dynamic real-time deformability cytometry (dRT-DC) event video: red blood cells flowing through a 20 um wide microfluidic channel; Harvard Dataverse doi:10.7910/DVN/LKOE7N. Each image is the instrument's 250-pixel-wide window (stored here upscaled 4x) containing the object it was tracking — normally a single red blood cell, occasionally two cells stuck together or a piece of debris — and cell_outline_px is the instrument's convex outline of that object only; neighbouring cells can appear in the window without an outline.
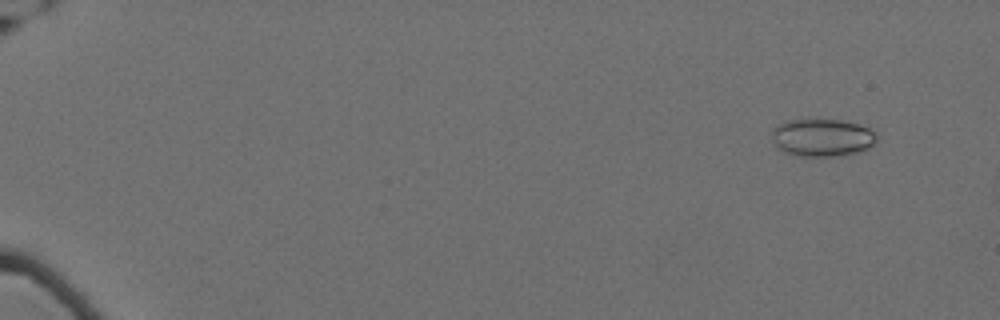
{"species": "Egyptian fruit bat (a non-hibernating species)", "species_latin": "Rousettus aegyptiacus", "temperature_condition": "cold", "stored_images_in_passage": 57, "camera_frame_rate_fps": 3000, "um_per_image_px": 0.085, "animal": {"sex": "female"}, "frame": {"image": 1, "passage_image": 2, "time_ms": 0.333, "image_size_px": [1000, 320], "cell_outline_px": [[880, 136], [868, 148], [856, 152], [836, 156], [800, 156], [784, 152], [776, 148], [772, 140], [772, 132], [780, 124], [788, 120], [840, 120], [860, 124], [876, 132]], "centroid_in_image_um": [69.9, 11.7], "position_along_channel_um": 15.1, "area_um2": 22.95}}
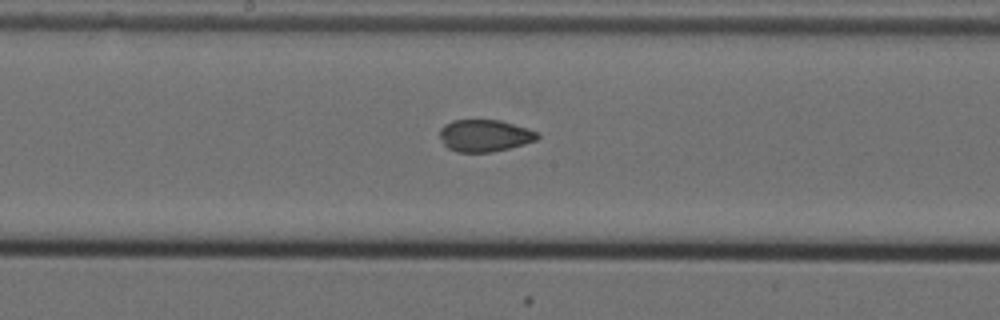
{"frame": {"image": 2, "passage_image": 32, "time_ms": 10.333, "image_size_px": [1000, 320], "cell_outline_px": [[540, 136], [536, 140], [524, 144], [492, 152], [456, 152], [448, 148], [440, 140], [440, 128], [444, 124], [452, 120], [500, 120], [536, 132]], "centroid_in_image_um": [41.14, 11.53], "position_along_channel_um": 207.1, "area_um2": 18.09}}
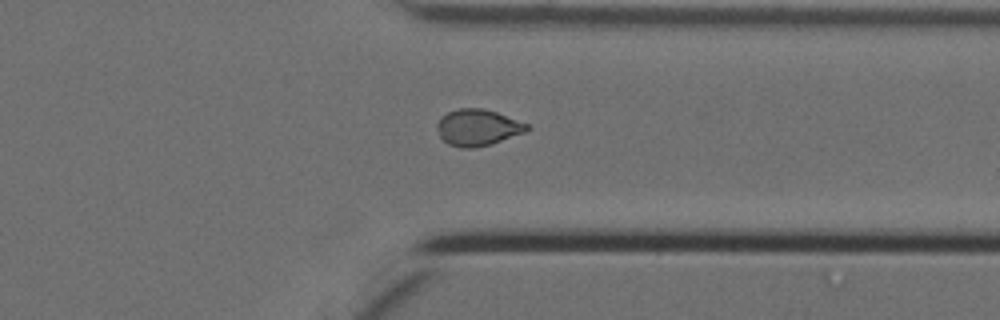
{"frame": {"image": 3, "passage_image": 46, "time_ms": 15.0, "image_size_px": [1000, 320], "cell_outline_px": [[532, 128], [524, 132], [492, 144], [472, 148], [460, 148], [448, 144], [440, 136], [436, 128], [436, 124], [440, 116], [448, 112], [460, 108], [484, 108], [496, 112], [528, 124]], "centroid_in_image_um": [40.58, 10.84], "position_along_channel_um": 370.8, "area_um2": 19.13}, "authors_computed_cell_mechanics": {"area_um2": 19.1896, "velocity_mm_per_s": 3.511, "shape_relaxation_time_tau1_ms": null, "shape_relaxation_time_tau2_ms": 1.2925, "deformation_change_tau1": null, "deformation_change_tau2": 0.066}}